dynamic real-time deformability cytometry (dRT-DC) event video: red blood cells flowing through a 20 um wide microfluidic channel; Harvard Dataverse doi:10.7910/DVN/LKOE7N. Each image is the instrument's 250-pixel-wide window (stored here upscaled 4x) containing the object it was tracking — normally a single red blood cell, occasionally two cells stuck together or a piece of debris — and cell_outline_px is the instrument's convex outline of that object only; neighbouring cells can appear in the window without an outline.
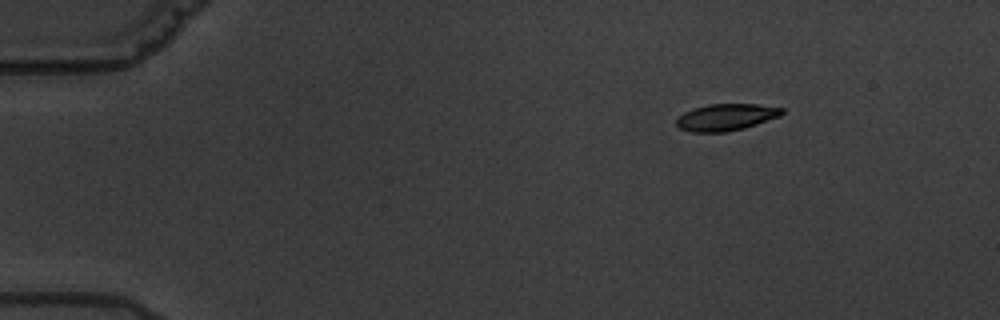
{"species": "common noctule bat (a hibernating species)", "species_latin": "Nyctalus noctula", "temperature_condition": "warm", "stored_images_in_passage": 5, "camera_frame_rate_fps": 3000, "um_per_image_px": 0.085, "animal": {"sex": "male", "body_mass_g": 19.5, "forearm_length_mm": 54.6}, "frame": {"image": 1, "passage_image": 1, "time_ms": 0.0, "image_size_px": [1000, 320], "cell_outline_px": [[784, 112], [780, 116], [744, 128], [728, 132], [692, 132], [680, 128], [676, 124], [676, 116], [684, 112], [708, 104], [756, 104], [784, 108]], "centroid_in_image_um": [61.7, 9.96], "position_along_channel_um": 23.3, "area_um2": 16.47}}
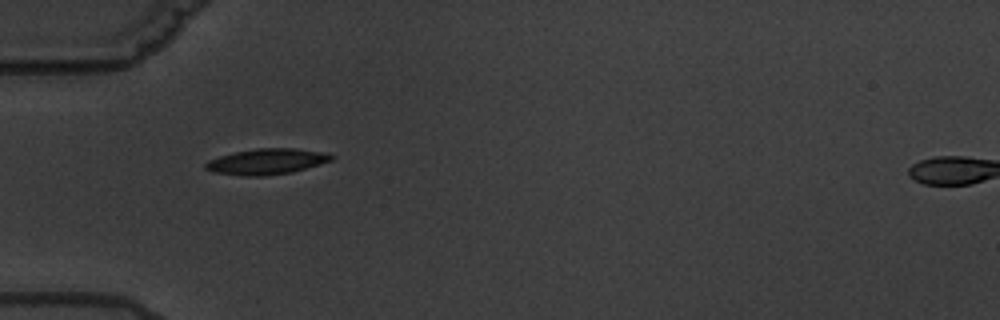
{"frame": {"image": 2, "passage_image": 4, "time_ms": 3.667, "image_size_px": [1000, 320], "cell_outline_px": [[336, 156], [332, 160], [320, 164], [292, 172], [264, 176], [244, 176], [212, 172], [204, 168], [204, 164], [208, 160], [220, 156], [236, 152], [256, 148], [296, 148], [324, 152]], "centroid_in_image_um": [22.67, 13.73], "position_along_channel_um": 62.3, "area_um2": 18.96}}